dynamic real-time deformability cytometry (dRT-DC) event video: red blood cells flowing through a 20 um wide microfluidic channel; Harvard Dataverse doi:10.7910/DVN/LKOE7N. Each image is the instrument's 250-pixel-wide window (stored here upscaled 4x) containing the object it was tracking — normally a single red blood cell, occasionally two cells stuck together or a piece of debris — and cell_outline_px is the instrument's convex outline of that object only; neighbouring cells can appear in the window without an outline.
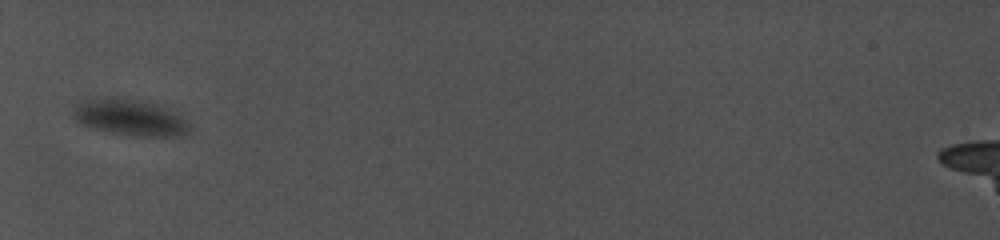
{"species": "common noctule bat (a hibernating species)", "species_latin": "Nyctalus noctula", "temperature_condition": "cold", "stored_images_in_passage": 7, "camera_frame_rate_fps": 5000, "um_per_image_px": 0.085, "animal": {"sex": "female", "body_mass_g": 19.0, "forearm_length_mm": 56.7}, "frame": {"image": 1, "passage_image": 1, "time_ms": 0.0, "image_size_px": [1000, 240], "cell_outline_px": [[188, 132], [180, 136], [132, 136], [108, 132], [92, 128], [80, 124], [72, 116], [84, 100], [120, 100], [144, 104], [156, 108], [176, 116], [188, 128]], "centroid_in_image_um": [10.93, 10.1], "position_along_channel_um": 74.1, "area_um2": 22.02}}